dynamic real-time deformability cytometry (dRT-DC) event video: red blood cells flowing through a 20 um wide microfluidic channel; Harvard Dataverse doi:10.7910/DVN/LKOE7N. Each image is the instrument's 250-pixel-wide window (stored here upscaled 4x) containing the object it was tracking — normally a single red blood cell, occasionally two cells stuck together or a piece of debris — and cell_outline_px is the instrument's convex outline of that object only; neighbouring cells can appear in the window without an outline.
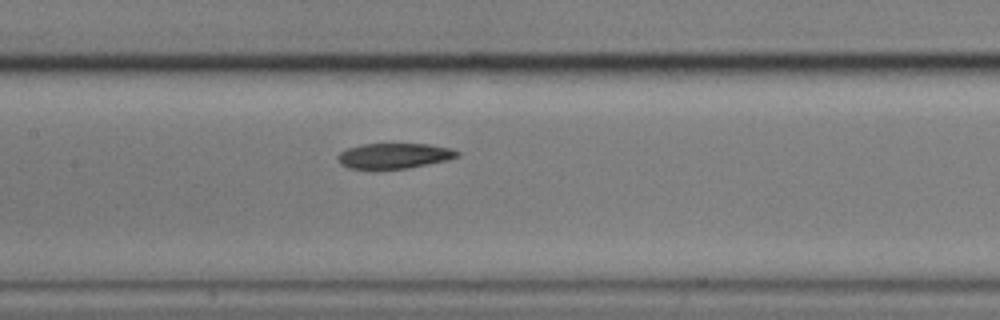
{"species": "common noctule bat (a hibernating species)", "species_latin": "Nyctalus noctula", "temperature_condition": "cold", "stored_images_in_passage": 5, "segment_of_instrument_passage": [1, 2], "camera_frame_rate_fps": 3000, "um_per_image_px": 0.085, "animal": {"sex": "male", "body_mass_g": 17.9}, "frame": {"image": 1, "passage_image": 4, "time_ms": 1.0, "image_size_px": [1000, 320], "cell_outline_px": [[460, 156], [448, 160], [408, 168], [376, 172], [348, 168], [340, 164], [336, 156], [340, 152], [348, 148], [364, 144], [428, 144], [452, 148], [460, 152]], "centroid_in_image_um": [33.47, 13.29], "position_along_channel_um": 173.9, "area_um2": 18.44}}